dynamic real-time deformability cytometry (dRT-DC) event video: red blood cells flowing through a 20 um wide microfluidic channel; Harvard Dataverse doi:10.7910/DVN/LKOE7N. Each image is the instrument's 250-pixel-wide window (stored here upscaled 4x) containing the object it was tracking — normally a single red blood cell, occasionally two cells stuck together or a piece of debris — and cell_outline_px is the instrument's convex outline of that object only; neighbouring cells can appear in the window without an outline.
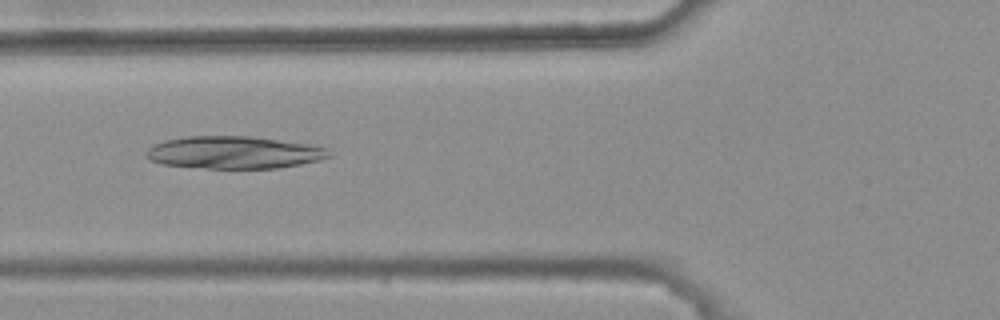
{"species": "common noctule bat (a hibernating species)", "species_latin": "Nyctalus noctula", "temperature_condition": "warm", "stored_images_in_passage": 7, "camera_frame_rate_fps": 3000, "um_per_image_px": 0.085, "animal": {"sex": "female", "body_mass_g": 25.1}, "frame": {"image": 1, "passage_image": 5, "time_ms": 1.333, "image_size_px": [1000, 320], "cell_outline_px": [[332, 156], [320, 160], [300, 164], [276, 168], [208, 168], [164, 164], [152, 160], [148, 156], [148, 148], [152, 144], [164, 140], [188, 136], [252, 136], [312, 144], [328, 148]], "centroid_in_image_um": [19.96, 12.94], "position_along_channel_um": 105.8, "area_um2": 34.51}}
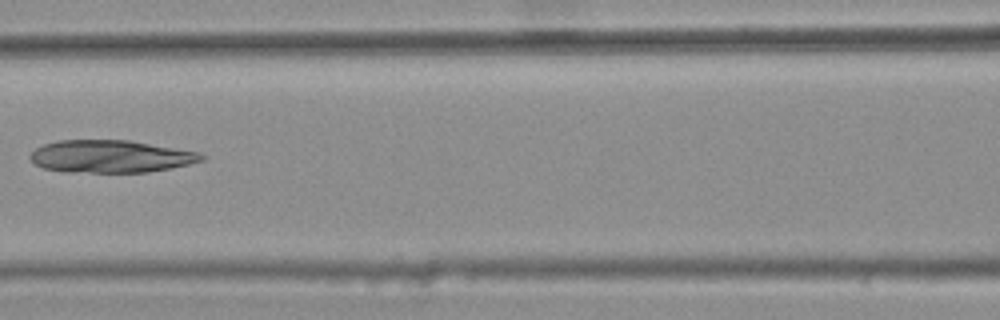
{"frame": {"image": 2, "passage_image": 6, "time_ms": 1.667, "image_size_px": [1000, 320], "cell_outline_px": [[208, 156], [204, 160], [172, 168], [148, 172], [64, 172], [44, 168], [36, 164], [28, 156], [36, 148], [44, 144], [56, 140], [128, 140], [200, 152]], "centroid_in_image_um": [9.43, 13.29], "position_along_channel_um": 157.2, "area_um2": 32.54}}
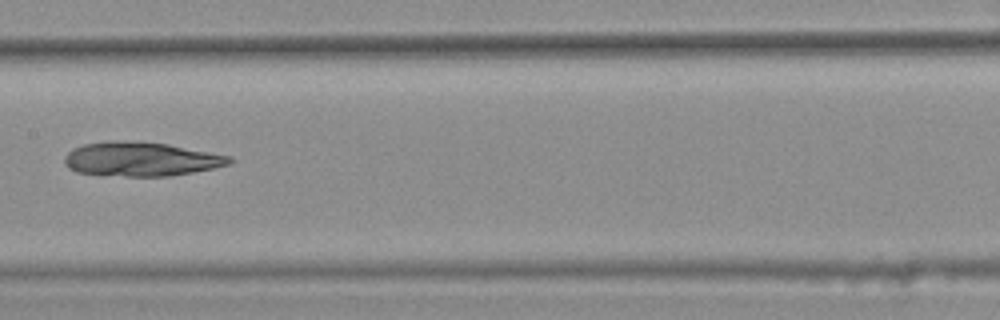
{"frame": {"image": 3, "passage_image": 7, "time_ms": 2.0, "image_size_px": [1000, 320], "cell_outline_px": [[236, 160], [228, 164], [212, 168], [192, 172], [168, 176], [128, 176], [76, 172], [68, 168], [64, 164], [64, 156], [72, 148], [84, 144], [108, 140], [120, 140], [168, 144], [232, 156]], "centroid_in_image_um": [11.97, 13.51], "position_along_channel_um": 195.4, "area_um2": 32.77}}